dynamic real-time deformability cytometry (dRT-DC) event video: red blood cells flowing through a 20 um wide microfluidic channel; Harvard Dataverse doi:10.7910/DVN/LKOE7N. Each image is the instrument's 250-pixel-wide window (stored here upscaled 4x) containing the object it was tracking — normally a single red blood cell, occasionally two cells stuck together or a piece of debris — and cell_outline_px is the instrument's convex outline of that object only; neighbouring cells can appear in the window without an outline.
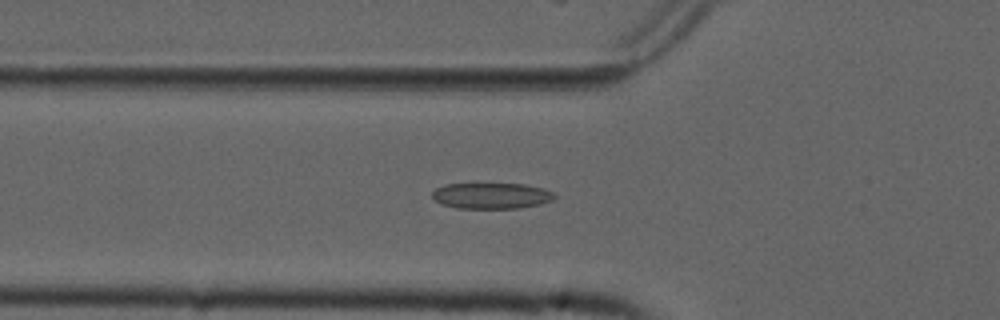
{"species": "common noctule bat (a hibernating species)", "species_latin": "Nyctalus noctula", "temperature_condition": "cold", "stored_images_in_passage": 54, "camera_frame_rate_fps": 3000, "um_per_image_px": 0.085, "animal": {"sex": "male", "forearm_length_mm": 52.5}, "frame": {"image": 1, "passage_image": 19, "time_ms": 6.0, "image_size_px": [1000, 320], "cell_outline_px": [[556, 196], [552, 200], [540, 204], [520, 208], [456, 208], [440, 204], [432, 196], [432, 192], [436, 188], [444, 184], [524, 184], [544, 188], [552, 192]], "centroid_in_image_um": [41.76, 16.64], "position_along_channel_um": 84.0, "area_um2": 18.5}}
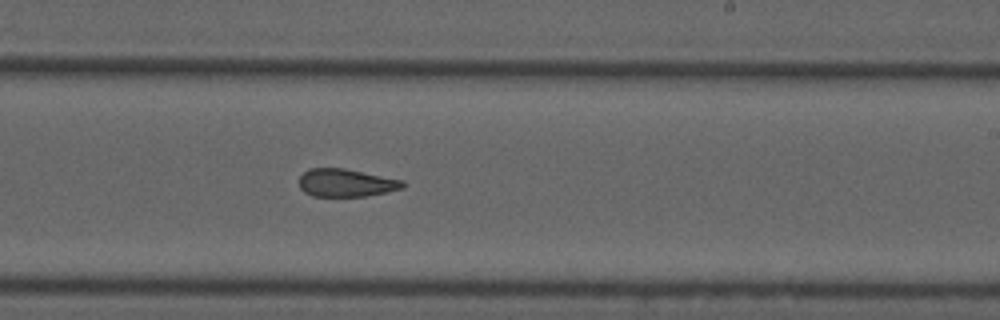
{"frame": {"image": 2, "passage_image": 33, "time_ms": 10.667, "image_size_px": [1000, 320], "cell_outline_px": [[404, 188], [364, 196], [312, 196], [304, 192], [300, 188], [300, 176], [308, 168], [344, 168], [404, 180]], "centroid_in_image_um": [29.4, 15.53], "position_along_channel_um": 259.6, "area_um2": 16.76}}
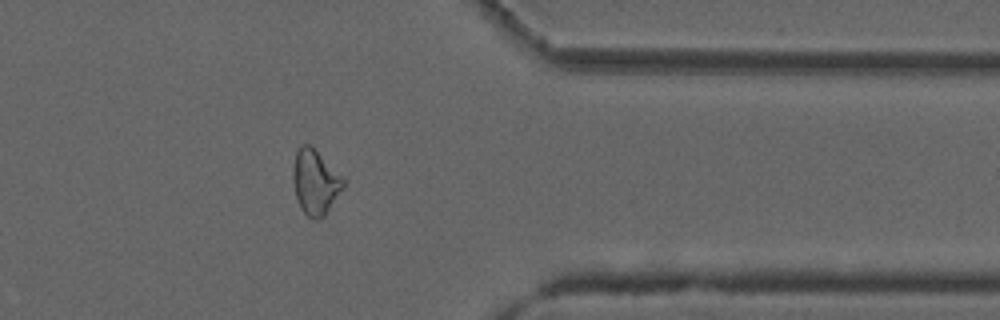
{"frame": {"image": 3, "passage_image": 44, "time_ms": 14.333, "image_size_px": [1000, 320], "cell_outline_px": [[344, 188], [324, 216], [312, 220], [300, 208], [296, 196], [292, 176], [292, 168], [296, 152], [304, 144], [308, 144], [344, 180]], "centroid_in_image_um": [26.77, 15.53], "position_along_channel_um": 384.6, "area_um2": 18.38}, "authors_computed_cell_mechanics": {"area_um2": 18.9006, "velocity_mm_per_s": 3.7634, "shape_relaxation_time_tau1_ms": null, "shape_relaxation_time_tau2_ms": 3.6173, "deformation_change_tau1": null, "deformation_change_tau2": 0.1177}}